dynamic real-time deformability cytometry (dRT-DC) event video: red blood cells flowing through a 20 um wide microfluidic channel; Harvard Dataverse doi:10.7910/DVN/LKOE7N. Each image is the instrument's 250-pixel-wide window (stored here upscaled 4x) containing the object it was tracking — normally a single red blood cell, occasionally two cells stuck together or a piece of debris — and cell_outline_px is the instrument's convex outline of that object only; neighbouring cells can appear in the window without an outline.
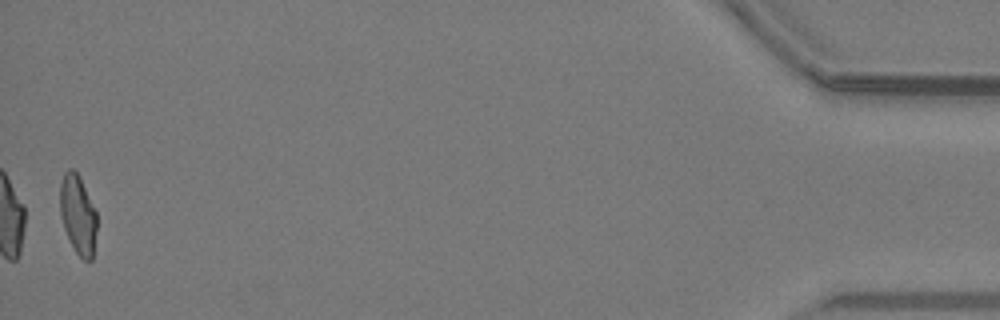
{"species": "common noctule bat (a hibernating species)", "species_latin": "Nyctalus noctula", "temperature_condition": "warm", "stored_images_in_passage": 46, "camera_frame_rate_fps": 3000, "um_per_image_px": 0.085, "animal": {"sex": "male", "body_mass_g": 19.2, "forearm_length_mm": 51.8}, "frame": {"image": 1, "passage_image": 46, "time_ms": 15.0, "image_size_px": [1000, 320], "cell_outline_px": [[96, 232], [92, 260], [84, 260], [76, 252], [64, 228], [60, 216], [60, 184], [64, 172], [68, 168], [72, 168], [76, 172], [96, 212]], "centroid_in_image_um": [6.6, 18.24], "position_along_channel_um": 428.6, "area_um2": 16.59}}